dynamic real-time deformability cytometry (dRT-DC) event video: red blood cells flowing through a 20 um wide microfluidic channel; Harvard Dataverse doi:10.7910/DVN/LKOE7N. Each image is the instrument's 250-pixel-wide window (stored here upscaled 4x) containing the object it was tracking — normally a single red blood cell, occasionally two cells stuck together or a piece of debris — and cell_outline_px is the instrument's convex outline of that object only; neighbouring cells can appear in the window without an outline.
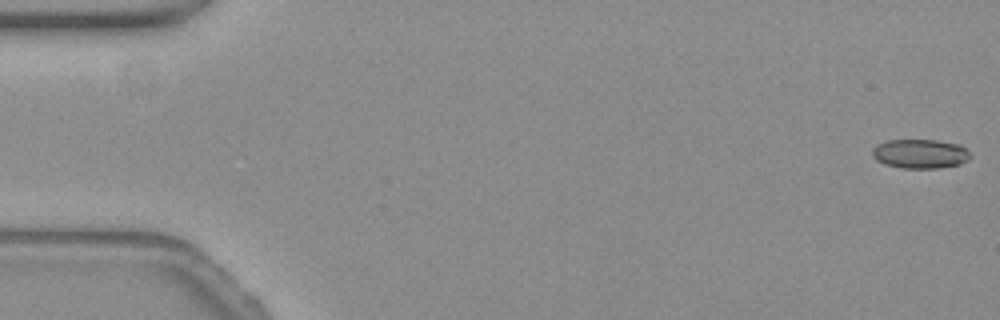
{"species": "common noctule bat (a hibernating species)", "species_latin": "Nyctalus noctula", "temperature_condition": "warm", "stored_images_in_passage": 13, "camera_frame_rate_fps": 3000, "um_per_image_px": 0.085, "animal": {"sex": "female", "body_mass_g": 19.3, "forearm_length_mm": 54.1}, "frame": {"image": 1, "passage_image": 1, "time_ms": 0.0, "image_size_px": [1000, 320], "cell_outline_px": [[972, 156], [968, 160], [960, 164], [936, 168], [904, 168], [884, 164], [876, 160], [872, 156], [872, 148], [876, 144], [888, 140], [936, 140], [960, 144]], "centroid_in_image_um": [78.19, 13.06], "position_along_channel_um": 6.8, "area_um2": 16.76}}